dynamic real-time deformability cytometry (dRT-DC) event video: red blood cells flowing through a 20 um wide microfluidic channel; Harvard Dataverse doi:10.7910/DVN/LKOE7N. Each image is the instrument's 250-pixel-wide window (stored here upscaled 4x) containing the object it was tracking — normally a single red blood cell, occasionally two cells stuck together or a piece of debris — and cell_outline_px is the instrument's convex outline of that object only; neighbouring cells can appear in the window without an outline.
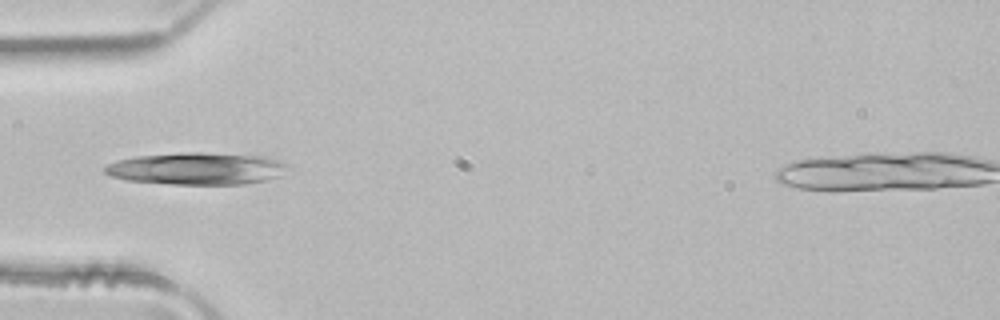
{"species": "common noctule bat (a hibernating species)", "species_latin": "Nyctalus noctula", "temperature_condition": "room temperature", "stored_images_in_passage": 5, "camera_frame_rate_fps": 3000, "um_per_image_px": 0.085, "animal": {"sex": "male", "body_mass_g": 21.5, "forearm_length_mm": 52.0}, "frame": {"image": 1, "passage_image": 5, "time_ms": 1.333, "image_size_px": [1000, 320], "cell_outline_px": [[292, 168], [268, 180], [244, 184], [172, 184], [128, 180], [112, 176], [104, 172], [104, 168], [108, 164], [116, 160], [136, 156], [184, 152], [204, 152], [268, 156], [280, 160], [288, 164]], "centroid_in_image_um": [16.79, 14.31], "position_along_channel_um": 68.2, "area_um2": 34.51}}